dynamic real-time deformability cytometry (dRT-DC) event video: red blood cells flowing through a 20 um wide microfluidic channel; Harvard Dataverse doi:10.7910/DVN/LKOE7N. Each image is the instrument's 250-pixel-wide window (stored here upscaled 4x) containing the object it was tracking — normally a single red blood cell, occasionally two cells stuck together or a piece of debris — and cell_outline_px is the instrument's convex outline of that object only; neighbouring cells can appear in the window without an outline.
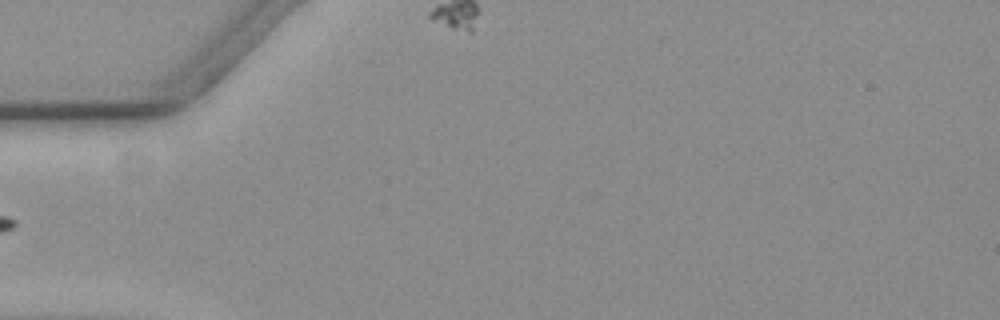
{"species": "common noctule bat (a hibernating species)", "species_latin": "Nyctalus noctula", "temperature_condition": "warm", "stored_images_in_passage": 10, "camera_frame_rate_fps": 3000, "um_per_image_px": 0.085, "animal": {"sex": "female", "body_mass_g": 19.3, "forearm_length_mm": 54.1}, "frame": {"image": 1, "passage_image": 1, "time_ms": 0.0, "image_size_px": [1000, 320], "cell_outline_px": [[144, 256], [140, 260], [100, 264], [36, 260], [28, 252], [44, 240], [68, 240], [124, 248], [136, 252]], "centroid_in_image_um": [6.95, 21.48], "position_along_channel_um": 78.0, "area_um2": 13.99}}